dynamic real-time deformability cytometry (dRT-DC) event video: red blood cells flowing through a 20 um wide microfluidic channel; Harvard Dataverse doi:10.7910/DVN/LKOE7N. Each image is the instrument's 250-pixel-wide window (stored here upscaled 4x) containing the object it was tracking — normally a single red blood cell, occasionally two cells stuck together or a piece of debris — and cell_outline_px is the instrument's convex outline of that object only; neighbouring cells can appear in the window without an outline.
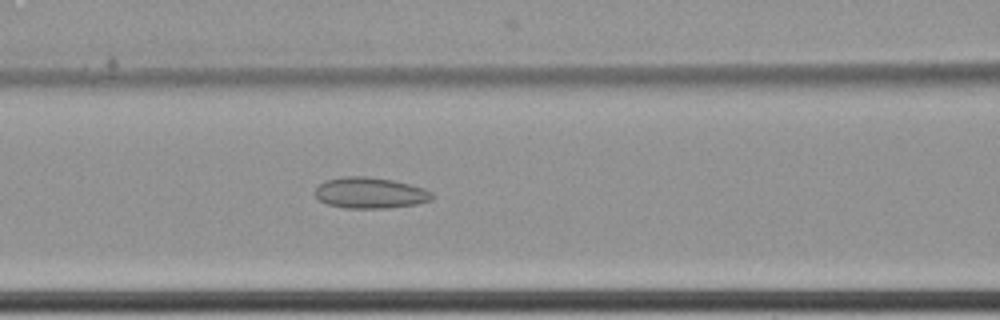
{"species": "common noctule bat (a hibernating species)", "species_latin": "Nyctalus noctula", "temperature_condition": "cold", "stored_images_in_passage": 5, "camera_frame_rate_fps": 3000, "um_per_image_px": 0.085, "animal": {"sex": "female", "body_mass_g": 22.7, "forearm_length_mm": 54.2}, "frame": {"image": 1, "passage_image": 5, "time_ms": 1.333, "image_size_px": [1000, 320], "cell_outline_px": [[436, 196], [432, 200], [416, 204], [388, 208], [344, 208], [328, 204], [320, 200], [316, 196], [316, 188], [324, 180], [340, 176], [364, 176], [392, 180], [424, 188], [432, 192]], "centroid_in_image_um": [31.48, 16.39], "position_along_channel_um": 135.1, "area_um2": 21.21}}